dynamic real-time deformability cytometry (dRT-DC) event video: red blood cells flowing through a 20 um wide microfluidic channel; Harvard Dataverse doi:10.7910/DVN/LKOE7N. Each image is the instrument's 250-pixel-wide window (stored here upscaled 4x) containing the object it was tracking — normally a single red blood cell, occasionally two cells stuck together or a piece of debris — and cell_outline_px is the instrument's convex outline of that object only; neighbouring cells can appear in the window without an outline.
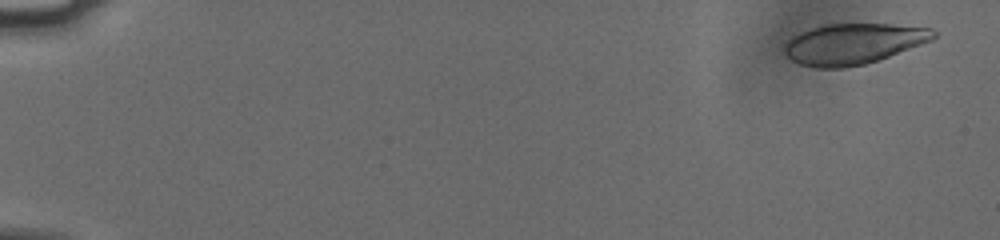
{"species": "human", "species_latin": "Homo sapiens", "temperature_condition": "cold", "stored_images_in_passage": 8, "camera_frame_rate_fps": 3000, "um_per_image_px": 0.085, "donor": {"sex": "male"}, "frame": {"image": 1, "passage_image": 1, "time_ms": 0.0, "image_size_px": [1000, 240], "cell_outline_px": [[936, 36], [932, 40], [888, 56], [864, 64], [844, 68], [816, 68], [800, 64], [792, 60], [784, 52], [784, 48], [788, 40], [792, 36], [800, 32], [824, 24], [892, 24], [932, 28], [936, 32]], "centroid_in_image_um": [72.51, 3.72], "position_along_channel_um": 12.5, "area_um2": 35.14}}